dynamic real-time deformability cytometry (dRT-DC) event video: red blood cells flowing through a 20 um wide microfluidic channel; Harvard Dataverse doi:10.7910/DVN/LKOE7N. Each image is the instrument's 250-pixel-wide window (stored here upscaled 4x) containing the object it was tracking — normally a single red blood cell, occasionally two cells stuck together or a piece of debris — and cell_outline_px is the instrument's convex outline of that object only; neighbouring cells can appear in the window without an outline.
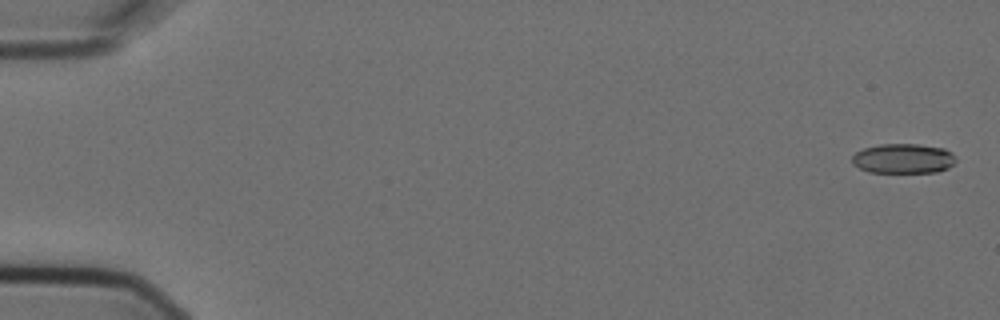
{"species": "Egyptian fruit bat (a non-hibernating species)", "species_latin": "Rousettus aegyptiacus", "temperature_condition": "cold", "stored_images_in_passage": 6, "camera_frame_rate_fps": 3000, "um_per_image_px": 0.085, "animal": {"sex": "female"}, "frame": {"image": 1, "passage_image": 1, "time_ms": 0.0, "image_size_px": [1000, 320], "cell_outline_px": [[956, 160], [948, 168], [936, 172], [868, 172], [852, 164], [852, 156], [856, 152], [864, 148], [880, 144], [916, 144], [944, 148], [952, 152], [956, 156]], "centroid_in_image_um": [76.78, 13.47], "position_along_channel_um": 8.2, "area_um2": 18.03}}
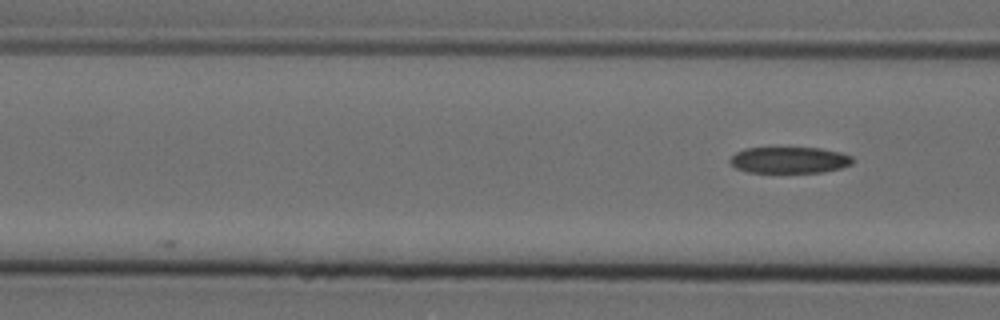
{"frame": {"image": 2, "passage_image": 6, "time_ms": 1.667, "image_size_px": [1000, 320], "cell_outline_px": [[852, 164], [840, 168], [824, 172], [748, 172], [736, 168], [728, 160], [736, 152], [744, 148], [820, 148], [840, 152], [852, 156]], "centroid_in_image_um": [67.09, 13.6], "position_along_channel_um": 99.5, "area_um2": 18.73}}